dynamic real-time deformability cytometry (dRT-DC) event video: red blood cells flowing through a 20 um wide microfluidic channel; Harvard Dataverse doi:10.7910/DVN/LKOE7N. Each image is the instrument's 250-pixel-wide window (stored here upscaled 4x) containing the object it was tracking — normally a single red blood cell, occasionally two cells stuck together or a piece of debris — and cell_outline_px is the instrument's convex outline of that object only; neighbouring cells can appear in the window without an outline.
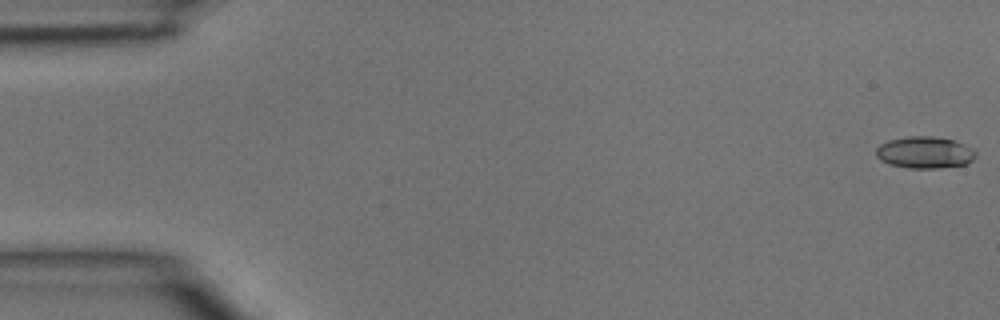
{"species": "common noctule bat (a hibernating species)", "species_latin": "Nyctalus noctula", "temperature_condition": "room temperature", "stored_images_in_passage": 4, "camera_frame_rate_fps": 3000, "um_per_image_px": 0.085, "animal": {"sex": "male", "body_mass_g": 15.6}, "frame": {"image": 1, "passage_image": 1, "time_ms": 0.0, "image_size_px": [1000, 320], "cell_outline_px": [[976, 156], [968, 164], [940, 168], [908, 168], [888, 164], [880, 160], [876, 156], [876, 148], [880, 144], [888, 140], [908, 136], [932, 136], [952, 140], [964, 144], [972, 148], [976, 152]], "centroid_in_image_um": [78.59, 12.96], "position_along_channel_um": 6.4, "area_um2": 18.61}}
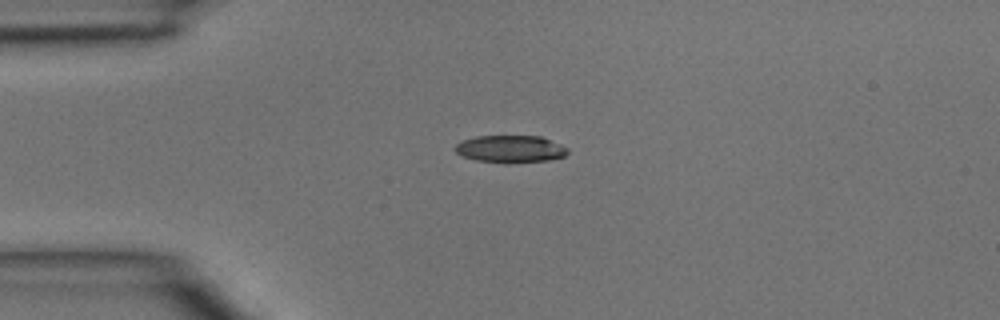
{"frame": {"image": 2, "passage_image": 4, "time_ms": 1.0, "image_size_px": [1000, 320], "cell_outline_px": [[568, 152], [564, 156], [548, 160], [476, 160], [460, 156], [452, 148], [456, 144], [464, 140], [476, 136], [540, 136], [560, 144], [568, 148]], "centroid_in_image_um": [43.35, 12.61], "position_along_channel_um": 41.7, "area_um2": 17.05}}